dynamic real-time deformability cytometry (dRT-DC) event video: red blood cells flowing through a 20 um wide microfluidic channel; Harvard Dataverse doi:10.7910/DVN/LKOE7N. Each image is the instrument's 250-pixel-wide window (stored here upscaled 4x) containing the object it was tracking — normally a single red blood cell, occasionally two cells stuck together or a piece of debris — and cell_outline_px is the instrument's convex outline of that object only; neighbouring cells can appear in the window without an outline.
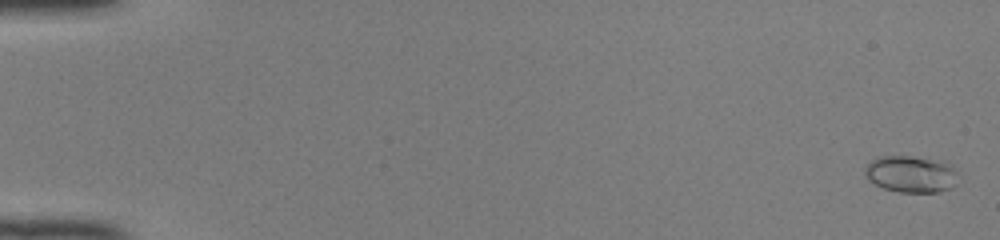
{"species": "common noctule bat (a hibernating species)", "species_latin": "Nyctalus noctula", "temperature_condition": "room temperature", "stored_images_in_passage": 52, "camera_frame_rate_fps": 3000, "um_per_image_px": 0.085, "animal": {"sex": "female", "body_mass_g": 22.0, "forearm_length_mm": 56.7}, "frame": {"image": 1, "passage_image": 2, "time_ms": 0.333, "image_size_px": [1000, 240], "cell_outline_px": [[956, 184], [952, 188], [940, 192], [900, 192], [884, 188], [868, 180], [864, 176], [864, 168], [872, 160], [880, 156], [912, 156], [944, 160], [952, 164], [956, 168]], "centroid_in_image_um": [77.47, 14.78], "position_along_channel_um": 7.5, "area_um2": 20.35}}
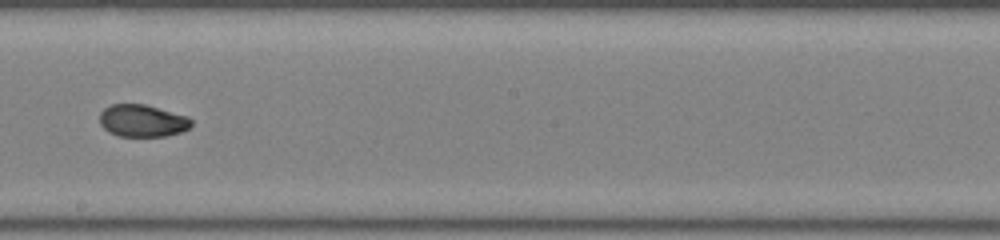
{"frame": {"image": 2, "passage_image": 31, "time_ms": 10.0, "image_size_px": [1000, 240], "cell_outline_px": [[192, 124], [188, 128], [180, 132], [168, 136], [116, 136], [108, 132], [100, 124], [100, 112], [104, 108], [112, 104], [144, 104], [188, 116], [192, 120]], "centroid_in_image_um": [12.09, 10.26], "position_along_channel_um": 236.1, "area_um2": 17.28}}
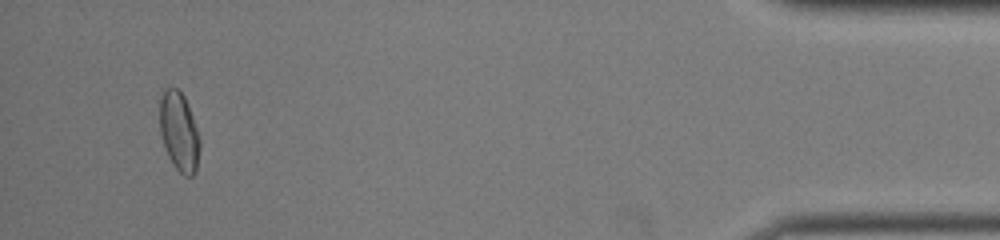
{"frame": {"image": 3, "passage_image": 49, "time_ms": 16.0, "image_size_px": [1000, 240], "cell_outline_px": [[200, 148], [196, 172], [192, 176], [184, 176], [172, 164], [168, 156], [160, 132], [160, 92], [164, 88], [176, 88], [184, 96], [192, 116], [200, 140]], "centroid_in_image_um": [15.22, 11.2], "position_along_channel_um": 420.0, "area_um2": 18.44}}